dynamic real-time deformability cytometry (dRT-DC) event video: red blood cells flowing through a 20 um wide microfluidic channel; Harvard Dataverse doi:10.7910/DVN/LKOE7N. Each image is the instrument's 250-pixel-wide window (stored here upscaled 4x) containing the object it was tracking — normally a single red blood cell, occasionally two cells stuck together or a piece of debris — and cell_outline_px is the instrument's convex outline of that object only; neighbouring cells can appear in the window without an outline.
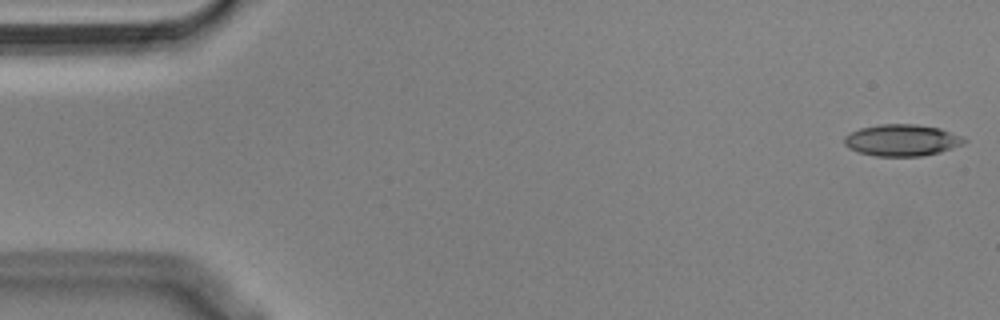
{"species": "Egyptian fruit bat (a non-hibernating species)", "species_latin": "Rousettus aegyptiacus", "temperature_condition": "cold", "stored_images_in_passage": 55, "camera_frame_rate_fps": 3000, "um_per_image_px": 0.085, "animal": {"sex": "male"}, "frame": {"image": 1, "passage_image": 1, "time_ms": 0.0, "image_size_px": [1000, 320], "cell_outline_px": [[968, 140], [964, 144], [940, 152], [920, 156], [876, 156], [860, 152], [848, 148], [844, 144], [844, 136], [860, 128], [880, 124], [916, 124], [940, 128], [960, 136]], "centroid_in_image_um": [76.66, 11.91], "position_along_channel_um": 8.3, "area_um2": 22.02}}
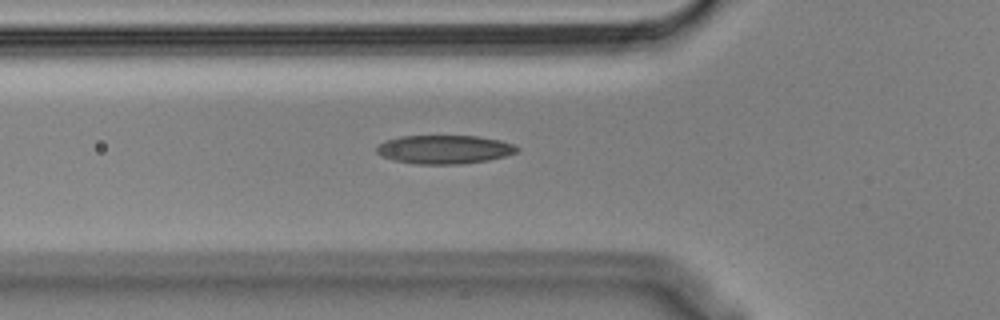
{"frame": {"image": 2, "passage_image": 18, "time_ms": 5.667, "image_size_px": [1000, 320], "cell_outline_px": [[520, 148], [516, 152], [504, 156], [488, 160], [460, 164], [416, 164], [392, 160], [376, 152], [376, 148], [380, 144], [388, 140], [400, 136], [476, 136], [500, 140], [512, 144]], "centroid_in_image_um": [37.77, 12.7], "position_along_channel_um": 88.0, "area_um2": 23.24}}
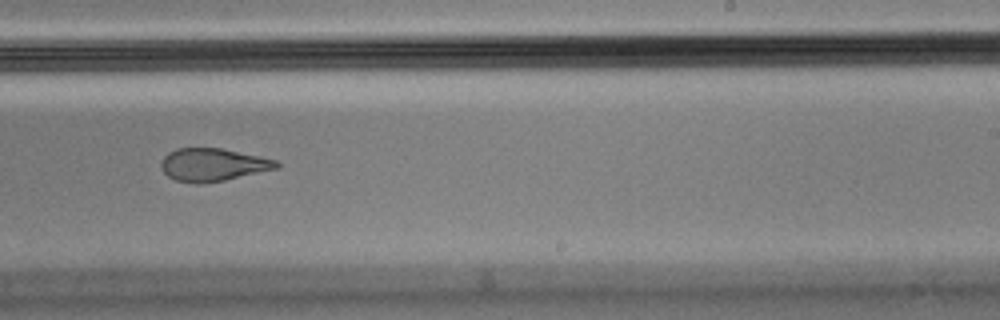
{"frame": {"image": 3, "passage_image": 33, "time_ms": 10.667, "image_size_px": [1000, 320], "cell_outline_px": [[280, 168], [224, 180], [200, 184], [196, 184], [176, 180], [168, 176], [160, 168], [160, 164], [164, 156], [168, 152], [176, 148], [220, 148], [260, 156], [276, 160], [280, 164]], "centroid_in_image_um": [18.09, 14.0], "position_along_channel_um": 270.9, "area_um2": 22.14}, "authors_computed_cell_mechanics": {"area_um2": 22.9466, "velocity_mm_per_s": 3.6428, "shape_relaxation_time_tau1_ms": 10.313, "shape_relaxation_time_tau2_ms": 2.4947, "deformation_change_tau1": 0.2752, "deformation_change_tau2": 0.0942}}